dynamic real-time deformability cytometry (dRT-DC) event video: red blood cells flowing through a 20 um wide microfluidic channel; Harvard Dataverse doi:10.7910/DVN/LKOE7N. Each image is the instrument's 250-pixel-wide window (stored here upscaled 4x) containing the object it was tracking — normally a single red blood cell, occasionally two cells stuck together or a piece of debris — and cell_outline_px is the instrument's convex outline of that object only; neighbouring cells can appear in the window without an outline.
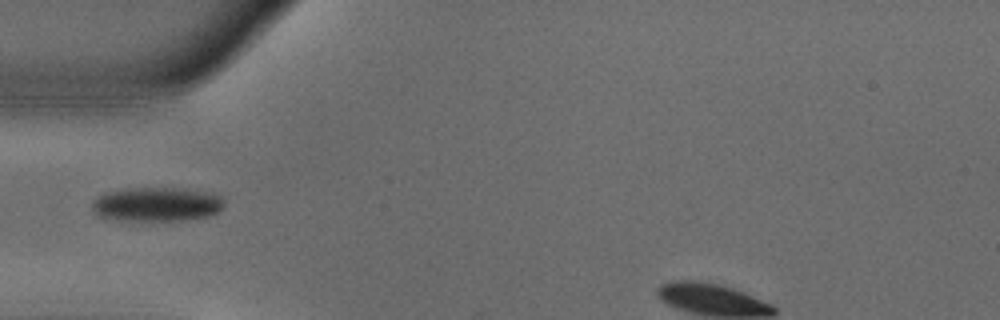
{"species": "common noctule bat (a hibernating species)", "species_latin": "Nyctalus noctula", "temperature_condition": "warm", "stored_images_in_passage": 34, "camera_frame_rate_fps": 3000, "um_per_image_px": 0.085, "animal": {"sex": "male", "body_mass_g": 18.8}, "frame": {"image": 1, "passage_image": 1, "time_ms": 0.0, "image_size_px": [1000, 320], "cell_outline_px": [[224, 208], [220, 212], [212, 216], [184, 220], [112, 220], [100, 216], [92, 208], [92, 200], [108, 192], [120, 188], [172, 188], [220, 196], [224, 200]], "centroid_in_image_um": [13.31, 17.38], "position_along_channel_um": 71.7, "area_um2": 26.07}}
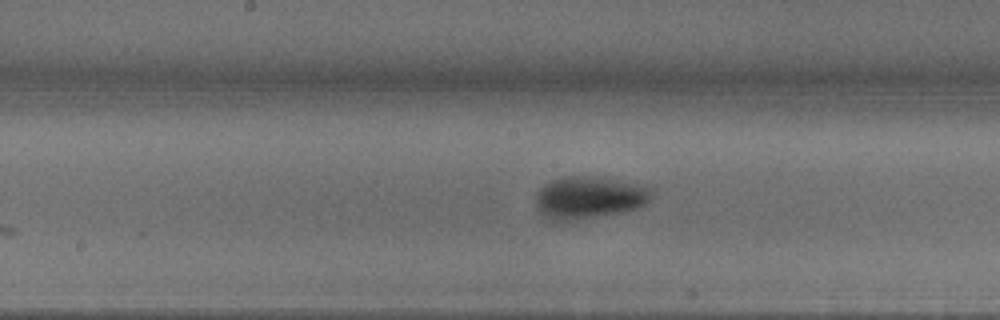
{"frame": {"image": 2, "passage_image": 11, "time_ms": 3.333, "image_size_px": [1000, 320], "cell_outline_px": [[648, 200], [644, 204], [636, 208], [620, 212], [596, 216], [568, 220], [552, 220], [544, 216], [536, 208], [536, 192], [544, 184], [552, 180], [564, 176], [584, 176], [612, 180], [632, 184], [648, 188]], "centroid_in_image_um": [49.93, 16.79], "position_along_channel_um": 198.3, "area_um2": 27.46}}
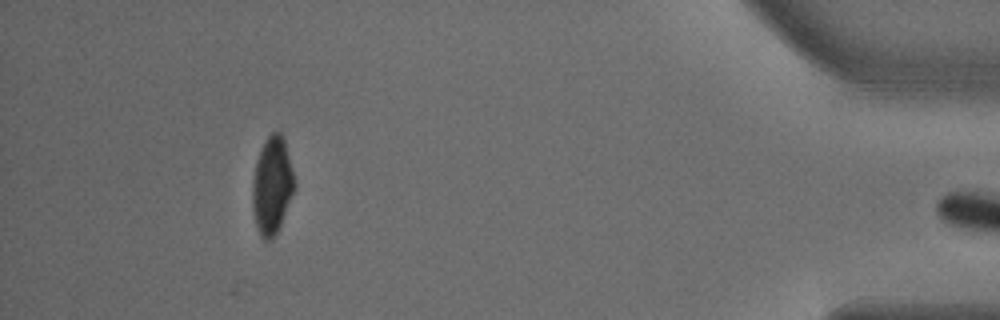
{"frame": {"image": 3, "passage_image": 33, "time_ms": 10.667, "image_size_px": [1000, 320], "cell_outline_px": [[296, 188], [280, 224], [272, 240], [264, 240], [260, 236], [256, 224], [252, 208], [252, 180], [256, 160], [264, 140], [272, 132], [280, 132], [284, 140], [296, 184]], "centroid_in_image_um": [23.11, 15.77], "position_along_channel_um": 412.1, "area_um2": 23.81}}